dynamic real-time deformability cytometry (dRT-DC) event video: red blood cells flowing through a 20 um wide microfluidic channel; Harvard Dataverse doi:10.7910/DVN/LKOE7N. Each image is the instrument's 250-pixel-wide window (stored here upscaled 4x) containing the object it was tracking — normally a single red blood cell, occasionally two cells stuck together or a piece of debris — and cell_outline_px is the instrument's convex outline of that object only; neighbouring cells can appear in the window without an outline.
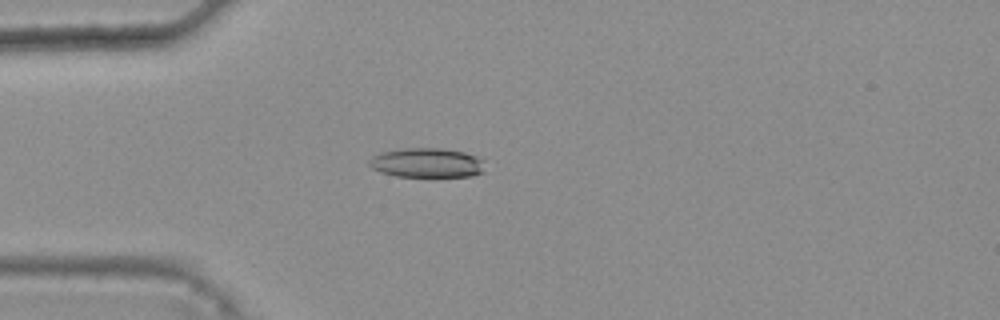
{"species": "common noctule bat (a hibernating species)", "species_latin": "Nyctalus noctula", "temperature_condition": "warm", "stored_images_in_passage": 35, "camera_frame_rate_fps": 3000, "um_per_image_px": 0.085, "animal": {"sex": "female", "body_mass_g": 25.1}, "frame": {"image": 1, "passage_image": 4, "time_ms": 1.0, "image_size_px": [1000, 320], "cell_outline_px": [[484, 172], [472, 176], [396, 176], [380, 172], [372, 168], [368, 164], [368, 160], [372, 156], [380, 152], [400, 148], [440, 148], [464, 152], [476, 156], [484, 160]], "centroid_in_image_um": [36.27, 13.83], "position_along_channel_um": 48.7, "area_um2": 20.06}}
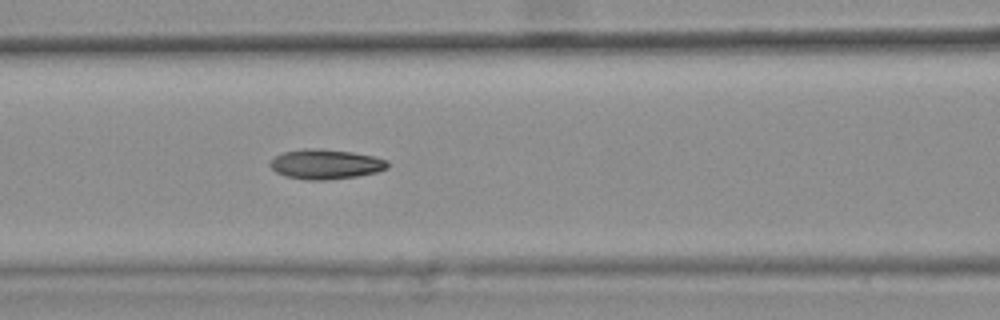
{"frame": {"image": 2, "passage_image": 12, "time_ms": 3.667, "image_size_px": [1000, 320], "cell_outline_px": [[388, 168], [376, 172], [356, 176], [328, 180], [304, 180], [284, 176], [276, 172], [268, 164], [276, 156], [284, 152], [304, 148], [312, 148], [352, 152], [372, 156], [388, 160]], "centroid_in_image_um": [27.66, 13.96], "position_along_channel_um": 138.9, "area_um2": 20.35}}
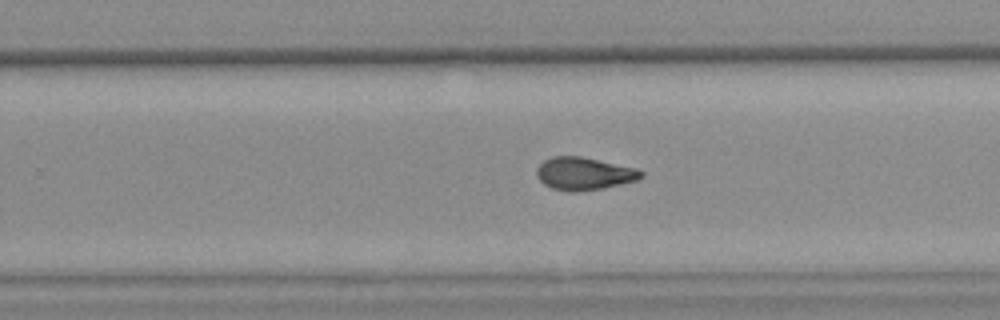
{"frame": {"image": 3, "passage_image": 23, "time_ms": 7.333, "image_size_px": [1000, 320], "cell_outline_px": [[644, 176], [636, 180], [604, 188], [576, 192], [568, 192], [552, 188], [544, 184], [536, 176], [536, 168], [544, 160], [552, 156], [580, 156], [636, 168], [644, 172]], "centroid_in_image_um": [49.62, 14.76], "position_along_channel_um": 280.2, "area_um2": 19.94}, "authors_computed_cell_mechanics": {"area_um2": 19.7098, "velocity_mm_per_s": 3.8617, "shape_relaxation_time_tau1_ms": 7.1991, "shape_relaxation_time_tau2_ms": 2.8153, "deformation_change_tau1": 0.2068, "deformation_change_tau2": 0.0996}}